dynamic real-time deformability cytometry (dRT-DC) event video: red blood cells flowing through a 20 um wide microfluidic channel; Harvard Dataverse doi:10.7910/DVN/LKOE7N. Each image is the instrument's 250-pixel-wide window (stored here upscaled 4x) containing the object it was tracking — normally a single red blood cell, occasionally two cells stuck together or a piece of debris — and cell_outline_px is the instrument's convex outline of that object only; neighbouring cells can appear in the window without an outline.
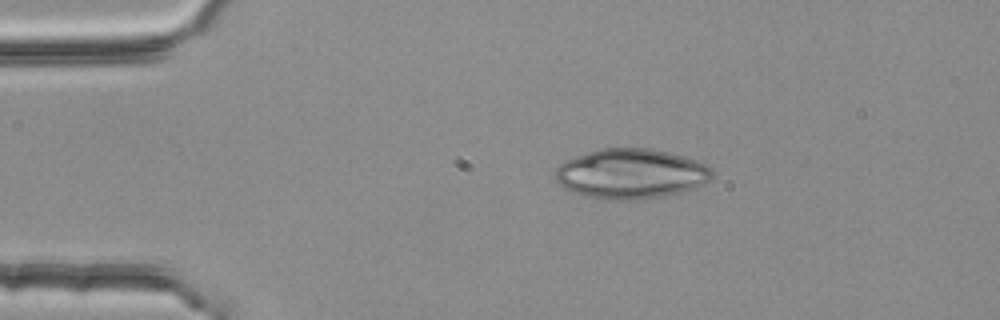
{"species": "common noctule bat (a hibernating species)", "species_latin": "Nyctalus noctula", "temperature_condition": "room temperature", "stored_images_in_passage": 44, "camera_frame_rate_fps": 3000, "um_per_image_px": 0.085, "animal": {"sex": "female", "body_mass_g": 25.1}, "frame": {"image": 1, "passage_image": 1, "time_ms": 0.0, "image_size_px": [1000, 320], "cell_outline_px": [[712, 176], [704, 184], [696, 188], [668, 196], [636, 200], [620, 200], [588, 196], [564, 188], [556, 180], [556, 168], [560, 164], [576, 156], [600, 148], [648, 148], [668, 152], [684, 156], [708, 164], [712, 168]], "centroid_in_image_um": [53.69, 14.77], "position_along_channel_um": 31.3, "area_um2": 45.6}}
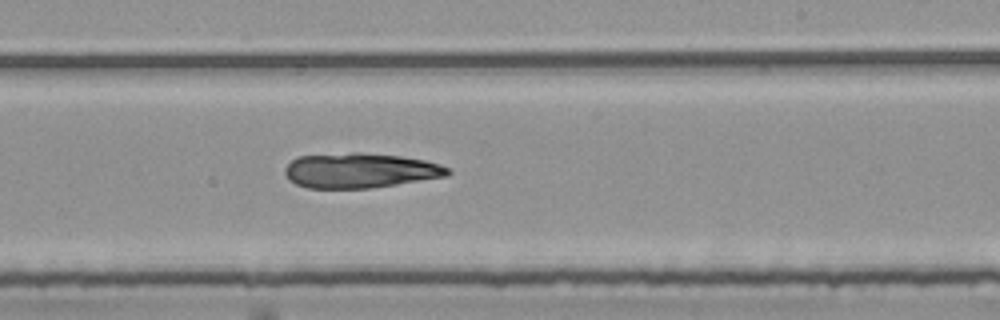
{"frame": {"image": 2, "passage_image": 23, "time_ms": 7.333, "image_size_px": [1000, 320], "cell_outline_px": [[452, 172], [448, 176], [396, 184], [368, 188], [308, 188], [296, 184], [288, 180], [284, 172], [284, 168], [296, 156], [352, 152], [360, 152], [400, 156], [424, 160], [440, 164], [448, 168]], "centroid_in_image_um": [30.58, 14.48], "position_along_channel_um": 258.4, "area_um2": 33.23}}
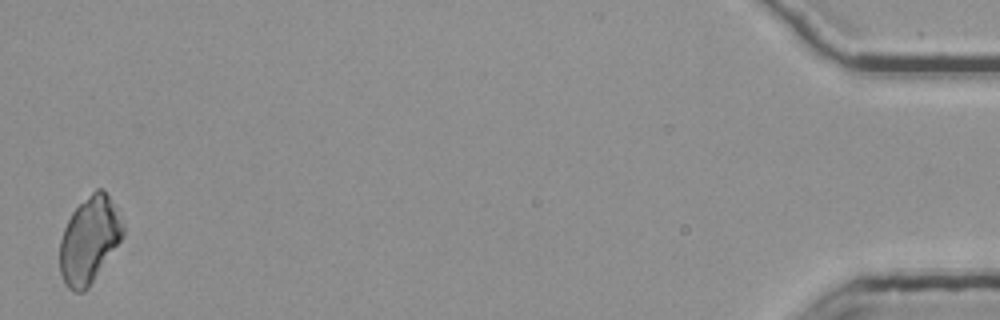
{"frame": {"image": 3, "passage_image": 44, "time_ms": 14.333, "image_size_px": [1000, 320], "cell_outline_px": [[124, 236], [88, 288], [84, 292], [72, 292], [68, 288], [60, 272], [60, 240], [64, 228], [72, 212], [96, 188], [104, 188], [124, 224]], "centroid_in_image_um": [7.59, 20.41], "position_along_channel_um": 427.6, "area_um2": 31.62}}